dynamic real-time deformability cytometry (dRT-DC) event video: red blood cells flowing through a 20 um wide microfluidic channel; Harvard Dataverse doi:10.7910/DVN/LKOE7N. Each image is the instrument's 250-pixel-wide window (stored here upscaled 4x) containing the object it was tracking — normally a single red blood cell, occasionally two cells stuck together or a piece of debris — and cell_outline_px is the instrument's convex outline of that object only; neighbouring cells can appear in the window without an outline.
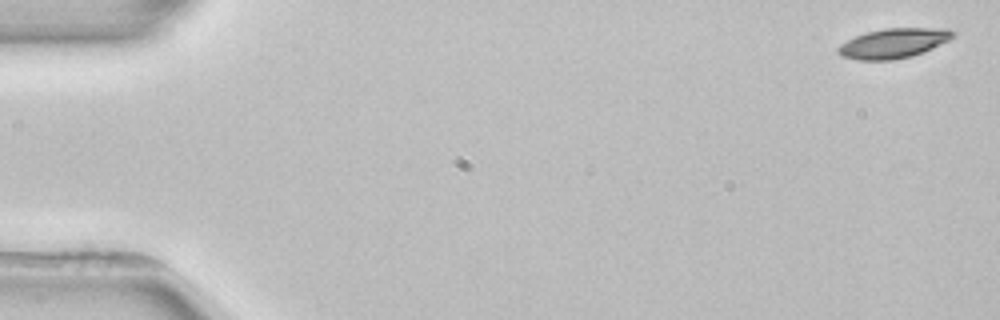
{"species": "common noctule bat (a hibernating species)", "species_latin": "Nyctalus noctula", "temperature_condition": "room temperature", "stored_images_in_passage": 4, "camera_frame_rate_fps": 3000, "um_per_image_px": 0.085, "animal": {"sex": "female", "body_mass_g": 22.7, "forearm_length_mm": 54.2}, "frame": {"image": 1, "passage_image": 1, "time_ms": 0.0, "image_size_px": [1000, 320], "cell_outline_px": [[956, 32], [948, 40], [912, 56], [892, 60], [856, 60], [840, 56], [836, 52], [836, 48], [840, 44], [856, 36], [868, 32], [884, 28], [948, 28]], "centroid_in_image_um": [75.89, 3.68], "position_along_channel_um": 9.1, "area_um2": 19.77}}
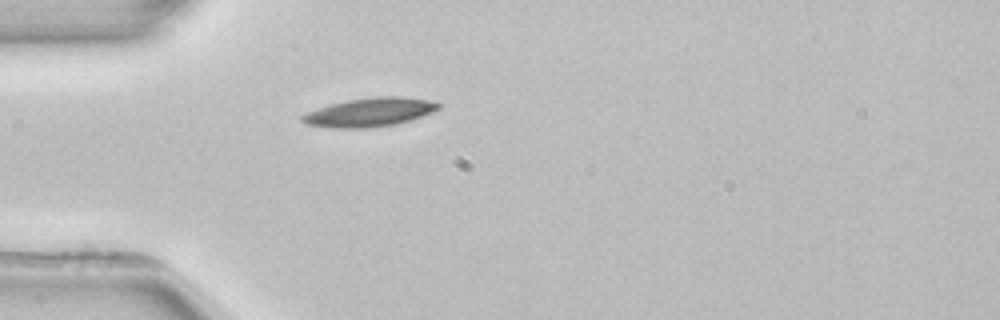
{"frame": {"image": 2, "passage_image": 4, "time_ms": 4.667, "image_size_px": [1000, 320], "cell_outline_px": [[440, 108], [432, 112], [396, 124], [368, 128], [332, 128], [308, 124], [300, 120], [300, 116], [308, 112], [328, 104], [348, 100], [376, 96], [400, 96], [428, 100], [440, 104]], "centroid_in_image_um": [31.39, 9.54], "position_along_channel_um": 53.6, "area_um2": 22.66}}